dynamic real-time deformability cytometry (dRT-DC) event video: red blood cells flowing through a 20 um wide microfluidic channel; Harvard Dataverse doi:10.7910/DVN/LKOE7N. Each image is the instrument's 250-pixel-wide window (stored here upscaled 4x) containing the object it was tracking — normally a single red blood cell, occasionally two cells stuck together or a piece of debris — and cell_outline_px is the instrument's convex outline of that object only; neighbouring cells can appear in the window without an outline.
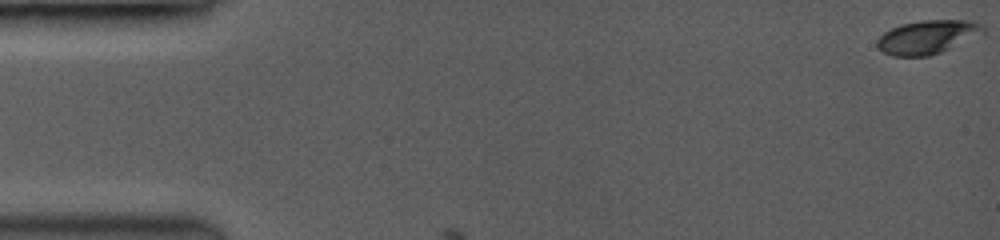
{"species": "common noctule bat (a hibernating species)", "species_latin": "Nyctalus noctula", "temperature_condition": "room temperature", "stored_images_in_passage": 3, "camera_frame_rate_fps": 3500, "um_per_image_px": 0.085, "animal": {"sex": "female", "body_mass_g": 19.0, "forearm_length_mm": 53.3}, "frame": {"image": 1, "passage_image": 1, "time_ms": 0.0, "image_size_px": [1000, 240], "cell_outline_px": [[980, 28], [940, 52], [928, 56], [896, 56], [884, 52], [876, 44], [876, 40], [884, 32], [892, 28], [904, 24], [924, 20], [964, 20], [976, 24]], "centroid_in_image_um": [78.56, 3.15], "position_along_channel_um": 6.4, "area_um2": 18.96}}